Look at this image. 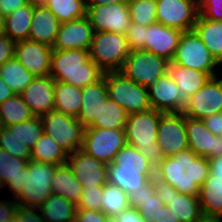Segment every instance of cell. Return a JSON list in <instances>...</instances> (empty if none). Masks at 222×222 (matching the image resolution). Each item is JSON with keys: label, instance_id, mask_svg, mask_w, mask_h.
<instances>
[{"label": "cell", "instance_id": "25", "mask_svg": "<svg viewBox=\"0 0 222 222\" xmlns=\"http://www.w3.org/2000/svg\"><path fill=\"white\" fill-rule=\"evenodd\" d=\"M36 2V0H31L27 5L4 17V33L12 41L18 42L28 39Z\"/></svg>", "mask_w": 222, "mask_h": 222}, {"label": "cell", "instance_id": "1", "mask_svg": "<svg viewBox=\"0 0 222 222\" xmlns=\"http://www.w3.org/2000/svg\"><path fill=\"white\" fill-rule=\"evenodd\" d=\"M210 175L209 159L187 149L164 160L155 168V176L179 193L199 195V188Z\"/></svg>", "mask_w": 222, "mask_h": 222}, {"label": "cell", "instance_id": "62", "mask_svg": "<svg viewBox=\"0 0 222 222\" xmlns=\"http://www.w3.org/2000/svg\"><path fill=\"white\" fill-rule=\"evenodd\" d=\"M106 222H118V220L115 217H107Z\"/></svg>", "mask_w": 222, "mask_h": 222}, {"label": "cell", "instance_id": "61", "mask_svg": "<svg viewBox=\"0 0 222 222\" xmlns=\"http://www.w3.org/2000/svg\"><path fill=\"white\" fill-rule=\"evenodd\" d=\"M5 35L4 33V17L0 15V36Z\"/></svg>", "mask_w": 222, "mask_h": 222}, {"label": "cell", "instance_id": "41", "mask_svg": "<svg viewBox=\"0 0 222 222\" xmlns=\"http://www.w3.org/2000/svg\"><path fill=\"white\" fill-rule=\"evenodd\" d=\"M128 113L108 98L102 105L100 117H96L89 127L125 129Z\"/></svg>", "mask_w": 222, "mask_h": 222}, {"label": "cell", "instance_id": "43", "mask_svg": "<svg viewBox=\"0 0 222 222\" xmlns=\"http://www.w3.org/2000/svg\"><path fill=\"white\" fill-rule=\"evenodd\" d=\"M9 129H15L17 137L30 149L36 144L43 134L41 117L34 116L29 120L11 125Z\"/></svg>", "mask_w": 222, "mask_h": 222}, {"label": "cell", "instance_id": "36", "mask_svg": "<svg viewBox=\"0 0 222 222\" xmlns=\"http://www.w3.org/2000/svg\"><path fill=\"white\" fill-rule=\"evenodd\" d=\"M67 158L68 153L46 133L31 148V161L61 165Z\"/></svg>", "mask_w": 222, "mask_h": 222}, {"label": "cell", "instance_id": "19", "mask_svg": "<svg viewBox=\"0 0 222 222\" xmlns=\"http://www.w3.org/2000/svg\"><path fill=\"white\" fill-rule=\"evenodd\" d=\"M93 27L87 16L63 22L60 25L59 31L53 50H69L83 49L89 50L93 39Z\"/></svg>", "mask_w": 222, "mask_h": 222}, {"label": "cell", "instance_id": "35", "mask_svg": "<svg viewBox=\"0 0 222 222\" xmlns=\"http://www.w3.org/2000/svg\"><path fill=\"white\" fill-rule=\"evenodd\" d=\"M0 77L15 94L20 95L36 76L13 57L0 66Z\"/></svg>", "mask_w": 222, "mask_h": 222}, {"label": "cell", "instance_id": "60", "mask_svg": "<svg viewBox=\"0 0 222 222\" xmlns=\"http://www.w3.org/2000/svg\"><path fill=\"white\" fill-rule=\"evenodd\" d=\"M221 218L220 216L202 215L196 222H222Z\"/></svg>", "mask_w": 222, "mask_h": 222}, {"label": "cell", "instance_id": "17", "mask_svg": "<svg viewBox=\"0 0 222 222\" xmlns=\"http://www.w3.org/2000/svg\"><path fill=\"white\" fill-rule=\"evenodd\" d=\"M52 53V47L29 39L15 46V57L34 76L50 75Z\"/></svg>", "mask_w": 222, "mask_h": 222}, {"label": "cell", "instance_id": "64", "mask_svg": "<svg viewBox=\"0 0 222 222\" xmlns=\"http://www.w3.org/2000/svg\"><path fill=\"white\" fill-rule=\"evenodd\" d=\"M221 64H222V57L218 61V66H220Z\"/></svg>", "mask_w": 222, "mask_h": 222}, {"label": "cell", "instance_id": "13", "mask_svg": "<svg viewBox=\"0 0 222 222\" xmlns=\"http://www.w3.org/2000/svg\"><path fill=\"white\" fill-rule=\"evenodd\" d=\"M156 142L165 157L189 149L183 112L163 113L160 116Z\"/></svg>", "mask_w": 222, "mask_h": 222}, {"label": "cell", "instance_id": "66", "mask_svg": "<svg viewBox=\"0 0 222 222\" xmlns=\"http://www.w3.org/2000/svg\"><path fill=\"white\" fill-rule=\"evenodd\" d=\"M8 222H17V220L14 218L13 220L8 221Z\"/></svg>", "mask_w": 222, "mask_h": 222}, {"label": "cell", "instance_id": "50", "mask_svg": "<svg viewBox=\"0 0 222 222\" xmlns=\"http://www.w3.org/2000/svg\"><path fill=\"white\" fill-rule=\"evenodd\" d=\"M151 180L153 182L155 194L163 201L164 205H168L172 197V186L156 176H153Z\"/></svg>", "mask_w": 222, "mask_h": 222}, {"label": "cell", "instance_id": "47", "mask_svg": "<svg viewBox=\"0 0 222 222\" xmlns=\"http://www.w3.org/2000/svg\"><path fill=\"white\" fill-rule=\"evenodd\" d=\"M145 30L146 26L138 23H132L128 27L126 38L128 45L132 50H141L145 46Z\"/></svg>", "mask_w": 222, "mask_h": 222}, {"label": "cell", "instance_id": "27", "mask_svg": "<svg viewBox=\"0 0 222 222\" xmlns=\"http://www.w3.org/2000/svg\"><path fill=\"white\" fill-rule=\"evenodd\" d=\"M51 190L55 195L65 197L75 203L80 201L83 187L72 173L67 163L58 165L51 181Z\"/></svg>", "mask_w": 222, "mask_h": 222}, {"label": "cell", "instance_id": "26", "mask_svg": "<svg viewBox=\"0 0 222 222\" xmlns=\"http://www.w3.org/2000/svg\"><path fill=\"white\" fill-rule=\"evenodd\" d=\"M130 207L138 209L148 222H155L161 208L164 207L163 201L155 194L153 182L150 179L143 187L129 195Z\"/></svg>", "mask_w": 222, "mask_h": 222}, {"label": "cell", "instance_id": "56", "mask_svg": "<svg viewBox=\"0 0 222 222\" xmlns=\"http://www.w3.org/2000/svg\"><path fill=\"white\" fill-rule=\"evenodd\" d=\"M210 176L222 177V155L209 158Z\"/></svg>", "mask_w": 222, "mask_h": 222}, {"label": "cell", "instance_id": "34", "mask_svg": "<svg viewBox=\"0 0 222 222\" xmlns=\"http://www.w3.org/2000/svg\"><path fill=\"white\" fill-rule=\"evenodd\" d=\"M193 30L217 61L222 57V21L198 17Z\"/></svg>", "mask_w": 222, "mask_h": 222}, {"label": "cell", "instance_id": "58", "mask_svg": "<svg viewBox=\"0 0 222 222\" xmlns=\"http://www.w3.org/2000/svg\"><path fill=\"white\" fill-rule=\"evenodd\" d=\"M13 95H15V93L0 77V104Z\"/></svg>", "mask_w": 222, "mask_h": 222}, {"label": "cell", "instance_id": "52", "mask_svg": "<svg viewBox=\"0 0 222 222\" xmlns=\"http://www.w3.org/2000/svg\"><path fill=\"white\" fill-rule=\"evenodd\" d=\"M107 216L97 210H77L74 222H106Z\"/></svg>", "mask_w": 222, "mask_h": 222}, {"label": "cell", "instance_id": "57", "mask_svg": "<svg viewBox=\"0 0 222 222\" xmlns=\"http://www.w3.org/2000/svg\"><path fill=\"white\" fill-rule=\"evenodd\" d=\"M176 217L175 213H172L171 209H168V206L165 205L161 208L157 218H155V222H179Z\"/></svg>", "mask_w": 222, "mask_h": 222}, {"label": "cell", "instance_id": "33", "mask_svg": "<svg viewBox=\"0 0 222 222\" xmlns=\"http://www.w3.org/2000/svg\"><path fill=\"white\" fill-rule=\"evenodd\" d=\"M153 176L155 170H107V181L119 186L128 196L143 187Z\"/></svg>", "mask_w": 222, "mask_h": 222}, {"label": "cell", "instance_id": "2", "mask_svg": "<svg viewBox=\"0 0 222 222\" xmlns=\"http://www.w3.org/2000/svg\"><path fill=\"white\" fill-rule=\"evenodd\" d=\"M103 71L90 59L89 50H53L50 76L80 88L94 84Z\"/></svg>", "mask_w": 222, "mask_h": 222}, {"label": "cell", "instance_id": "59", "mask_svg": "<svg viewBox=\"0 0 222 222\" xmlns=\"http://www.w3.org/2000/svg\"><path fill=\"white\" fill-rule=\"evenodd\" d=\"M129 0H85L86 5H104L112 3H127Z\"/></svg>", "mask_w": 222, "mask_h": 222}, {"label": "cell", "instance_id": "53", "mask_svg": "<svg viewBox=\"0 0 222 222\" xmlns=\"http://www.w3.org/2000/svg\"><path fill=\"white\" fill-rule=\"evenodd\" d=\"M118 222H148L138 209L129 207L123 210L120 214L115 216Z\"/></svg>", "mask_w": 222, "mask_h": 222}, {"label": "cell", "instance_id": "42", "mask_svg": "<svg viewBox=\"0 0 222 222\" xmlns=\"http://www.w3.org/2000/svg\"><path fill=\"white\" fill-rule=\"evenodd\" d=\"M132 23L150 26L157 23L156 0H129L127 2Z\"/></svg>", "mask_w": 222, "mask_h": 222}, {"label": "cell", "instance_id": "21", "mask_svg": "<svg viewBox=\"0 0 222 222\" xmlns=\"http://www.w3.org/2000/svg\"><path fill=\"white\" fill-rule=\"evenodd\" d=\"M182 34V31L160 23L151 24L146 27L145 46L142 50L152 52L171 61Z\"/></svg>", "mask_w": 222, "mask_h": 222}, {"label": "cell", "instance_id": "30", "mask_svg": "<svg viewBox=\"0 0 222 222\" xmlns=\"http://www.w3.org/2000/svg\"><path fill=\"white\" fill-rule=\"evenodd\" d=\"M168 72L177 87L181 88L188 98L194 95L211 78L208 73L176 65L171 61L169 62Z\"/></svg>", "mask_w": 222, "mask_h": 222}, {"label": "cell", "instance_id": "11", "mask_svg": "<svg viewBox=\"0 0 222 222\" xmlns=\"http://www.w3.org/2000/svg\"><path fill=\"white\" fill-rule=\"evenodd\" d=\"M88 17L94 32H115L125 35L131 24L127 3L86 5Z\"/></svg>", "mask_w": 222, "mask_h": 222}, {"label": "cell", "instance_id": "16", "mask_svg": "<svg viewBox=\"0 0 222 222\" xmlns=\"http://www.w3.org/2000/svg\"><path fill=\"white\" fill-rule=\"evenodd\" d=\"M66 163L81 186H104L107 181V165L81 149L68 154Z\"/></svg>", "mask_w": 222, "mask_h": 222}, {"label": "cell", "instance_id": "65", "mask_svg": "<svg viewBox=\"0 0 222 222\" xmlns=\"http://www.w3.org/2000/svg\"><path fill=\"white\" fill-rule=\"evenodd\" d=\"M218 136H219L220 139L222 140V131H221V133H220Z\"/></svg>", "mask_w": 222, "mask_h": 222}, {"label": "cell", "instance_id": "3", "mask_svg": "<svg viewBox=\"0 0 222 222\" xmlns=\"http://www.w3.org/2000/svg\"><path fill=\"white\" fill-rule=\"evenodd\" d=\"M163 112L153 108L128 114L125 125L127 144L138 148L156 168L165 158L157 144L158 124Z\"/></svg>", "mask_w": 222, "mask_h": 222}, {"label": "cell", "instance_id": "46", "mask_svg": "<svg viewBox=\"0 0 222 222\" xmlns=\"http://www.w3.org/2000/svg\"><path fill=\"white\" fill-rule=\"evenodd\" d=\"M198 17L222 21V0H198Z\"/></svg>", "mask_w": 222, "mask_h": 222}, {"label": "cell", "instance_id": "29", "mask_svg": "<svg viewBox=\"0 0 222 222\" xmlns=\"http://www.w3.org/2000/svg\"><path fill=\"white\" fill-rule=\"evenodd\" d=\"M39 210L45 222H74L77 206L65 197L52 193Z\"/></svg>", "mask_w": 222, "mask_h": 222}, {"label": "cell", "instance_id": "4", "mask_svg": "<svg viewBox=\"0 0 222 222\" xmlns=\"http://www.w3.org/2000/svg\"><path fill=\"white\" fill-rule=\"evenodd\" d=\"M58 165L29 161L23 169V186L14 198L19 206L39 208L52 194L51 181Z\"/></svg>", "mask_w": 222, "mask_h": 222}, {"label": "cell", "instance_id": "5", "mask_svg": "<svg viewBox=\"0 0 222 222\" xmlns=\"http://www.w3.org/2000/svg\"><path fill=\"white\" fill-rule=\"evenodd\" d=\"M130 52L126 35L94 32L89 55L103 72L120 71Z\"/></svg>", "mask_w": 222, "mask_h": 222}, {"label": "cell", "instance_id": "28", "mask_svg": "<svg viewBox=\"0 0 222 222\" xmlns=\"http://www.w3.org/2000/svg\"><path fill=\"white\" fill-rule=\"evenodd\" d=\"M82 104V88L55 81L54 110L77 117Z\"/></svg>", "mask_w": 222, "mask_h": 222}, {"label": "cell", "instance_id": "67", "mask_svg": "<svg viewBox=\"0 0 222 222\" xmlns=\"http://www.w3.org/2000/svg\"><path fill=\"white\" fill-rule=\"evenodd\" d=\"M2 127H3V126H2V123H1V120H0V131H1Z\"/></svg>", "mask_w": 222, "mask_h": 222}, {"label": "cell", "instance_id": "49", "mask_svg": "<svg viewBox=\"0 0 222 222\" xmlns=\"http://www.w3.org/2000/svg\"><path fill=\"white\" fill-rule=\"evenodd\" d=\"M15 46L16 42L8 36H0V66L15 57Z\"/></svg>", "mask_w": 222, "mask_h": 222}, {"label": "cell", "instance_id": "55", "mask_svg": "<svg viewBox=\"0 0 222 222\" xmlns=\"http://www.w3.org/2000/svg\"><path fill=\"white\" fill-rule=\"evenodd\" d=\"M203 122L214 135L218 136L222 131V112L204 118Z\"/></svg>", "mask_w": 222, "mask_h": 222}, {"label": "cell", "instance_id": "15", "mask_svg": "<svg viewBox=\"0 0 222 222\" xmlns=\"http://www.w3.org/2000/svg\"><path fill=\"white\" fill-rule=\"evenodd\" d=\"M148 94L151 108L163 113L183 112L189 100L169 72L148 87Z\"/></svg>", "mask_w": 222, "mask_h": 222}, {"label": "cell", "instance_id": "37", "mask_svg": "<svg viewBox=\"0 0 222 222\" xmlns=\"http://www.w3.org/2000/svg\"><path fill=\"white\" fill-rule=\"evenodd\" d=\"M107 170H155V168L138 148L127 144L117 152L113 161L107 165Z\"/></svg>", "mask_w": 222, "mask_h": 222}, {"label": "cell", "instance_id": "38", "mask_svg": "<svg viewBox=\"0 0 222 222\" xmlns=\"http://www.w3.org/2000/svg\"><path fill=\"white\" fill-rule=\"evenodd\" d=\"M34 117L21 95L15 94L0 104V120L2 126L26 121Z\"/></svg>", "mask_w": 222, "mask_h": 222}, {"label": "cell", "instance_id": "48", "mask_svg": "<svg viewBox=\"0 0 222 222\" xmlns=\"http://www.w3.org/2000/svg\"><path fill=\"white\" fill-rule=\"evenodd\" d=\"M39 212V208L18 206L15 219L17 222H45Z\"/></svg>", "mask_w": 222, "mask_h": 222}, {"label": "cell", "instance_id": "6", "mask_svg": "<svg viewBox=\"0 0 222 222\" xmlns=\"http://www.w3.org/2000/svg\"><path fill=\"white\" fill-rule=\"evenodd\" d=\"M108 97L128 114L151 109L148 88L125 77L120 71L103 73Z\"/></svg>", "mask_w": 222, "mask_h": 222}, {"label": "cell", "instance_id": "31", "mask_svg": "<svg viewBox=\"0 0 222 222\" xmlns=\"http://www.w3.org/2000/svg\"><path fill=\"white\" fill-rule=\"evenodd\" d=\"M198 198L203 215L222 217V177L209 175L199 188Z\"/></svg>", "mask_w": 222, "mask_h": 222}, {"label": "cell", "instance_id": "18", "mask_svg": "<svg viewBox=\"0 0 222 222\" xmlns=\"http://www.w3.org/2000/svg\"><path fill=\"white\" fill-rule=\"evenodd\" d=\"M188 147L198 156L212 158L222 155V140L214 135L203 120L185 116Z\"/></svg>", "mask_w": 222, "mask_h": 222}, {"label": "cell", "instance_id": "45", "mask_svg": "<svg viewBox=\"0 0 222 222\" xmlns=\"http://www.w3.org/2000/svg\"><path fill=\"white\" fill-rule=\"evenodd\" d=\"M103 186L84 187L80 201L77 203V210H97L101 211V199Z\"/></svg>", "mask_w": 222, "mask_h": 222}, {"label": "cell", "instance_id": "24", "mask_svg": "<svg viewBox=\"0 0 222 222\" xmlns=\"http://www.w3.org/2000/svg\"><path fill=\"white\" fill-rule=\"evenodd\" d=\"M28 163V161L12 156L6 150L0 148V176L4 187L9 188L13 198L22 190L23 169Z\"/></svg>", "mask_w": 222, "mask_h": 222}, {"label": "cell", "instance_id": "54", "mask_svg": "<svg viewBox=\"0 0 222 222\" xmlns=\"http://www.w3.org/2000/svg\"><path fill=\"white\" fill-rule=\"evenodd\" d=\"M31 0H0V15L6 17L16 9L27 5Z\"/></svg>", "mask_w": 222, "mask_h": 222}, {"label": "cell", "instance_id": "14", "mask_svg": "<svg viewBox=\"0 0 222 222\" xmlns=\"http://www.w3.org/2000/svg\"><path fill=\"white\" fill-rule=\"evenodd\" d=\"M222 112V77H211L194 95L183 111L186 117L201 119Z\"/></svg>", "mask_w": 222, "mask_h": 222}, {"label": "cell", "instance_id": "44", "mask_svg": "<svg viewBox=\"0 0 222 222\" xmlns=\"http://www.w3.org/2000/svg\"><path fill=\"white\" fill-rule=\"evenodd\" d=\"M0 148L10 155L31 161V149L25 145L16 135L15 129L2 127L0 131Z\"/></svg>", "mask_w": 222, "mask_h": 222}, {"label": "cell", "instance_id": "7", "mask_svg": "<svg viewBox=\"0 0 222 222\" xmlns=\"http://www.w3.org/2000/svg\"><path fill=\"white\" fill-rule=\"evenodd\" d=\"M169 62L165 57L145 50H132L120 72L145 88L153 85L168 73Z\"/></svg>", "mask_w": 222, "mask_h": 222}, {"label": "cell", "instance_id": "10", "mask_svg": "<svg viewBox=\"0 0 222 222\" xmlns=\"http://www.w3.org/2000/svg\"><path fill=\"white\" fill-rule=\"evenodd\" d=\"M126 145L124 129L87 127L81 150L108 165L117 152Z\"/></svg>", "mask_w": 222, "mask_h": 222}, {"label": "cell", "instance_id": "39", "mask_svg": "<svg viewBox=\"0 0 222 222\" xmlns=\"http://www.w3.org/2000/svg\"><path fill=\"white\" fill-rule=\"evenodd\" d=\"M61 22H69L86 16L85 0H40Z\"/></svg>", "mask_w": 222, "mask_h": 222}, {"label": "cell", "instance_id": "40", "mask_svg": "<svg viewBox=\"0 0 222 222\" xmlns=\"http://www.w3.org/2000/svg\"><path fill=\"white\" fill-rule=\"evenodd\" d=\"M101 206V211L107 217H115L130 207L129 196L119 186L107 182L103 186Z\"/></svg>", "mask_w": 222, "mask_h": 222}, {"label": "cell", "instance_id": "12", "mask_svg": "<svg viewBox=\"0 0 222 222\" xmlns=\"http://www.w3.org/2000/svg\"><path fill=\"white\" fill-rule=\"evenodd\" d=\"M157 23L182 32L193 30L198 18V0H156Z\"/></svg>", "mask_w": 222, "mask_h": 222}, {"label": "cell", "instance_id": "22", "mask_svg": "<svg viewBox=\"0 0 222 222\" xmlns=\"http://www.w3.org/2000/svg\"><path fill=\"white\" fill-rule=\"evenodd\" d=\"M61 22L40 1L34 4L29 32V40L44 43L52 47L55 43Z\"/></svg>", "mask_w": 222, "mask_h": 222}, {"label": "cell", "instance_id": "32", "mask_svg": "<svg viewBox=\"0 0 222 222\" xmlns=\"http://www.w3.org/2000/svg\"><path fill=\"white\" fill-rule=\"evenodd\" d=\"M167 206L179 222H196L203 215L198 196L179 193L174 187Z\"/></svg>", "mask_w": 222, "mask_h": 222}, {"label": "cell", "instance_id": "51", "mask_svg": "<svg viewBox=\"0 0 222 222\" xmlns=\"http://www.w3.org/2000/svg\"><path fill=\"white\" fill-rule=\"evenodd\" d=\"M18 206V203L13 197L11 200H0V222L13 220Z\"/></svg>", "mask_w": 222, "mask_h": 222}, {"label": "cell", "instance_id": "20", "mask_svg": "<svg viewBox=\"0 0 222 222\" xmlns=\"http://www.w3.org/2000/svg\"><path fill=\"white\" fill-rule=\"evenodd\" d=\"M55 80L50 76H36L20 94L34 116L41 117L54 110Z\"/></svg>", "mask_w": 222, "mask_h": 222}, {"label": "cell", "instance_id": "23", "mask_svg": "<svg viewBox=\"0 0 222 222\" xmlns=\"http://www.w3.org/2000/svg\"><path fill=\"white\" fill-rule=\"evenodd\" d=\"M108 89L104 75L94 84L82 88V104L77 119L87 128L100 117L102 105L108 99Z\"/></svg>", "mask_w": 222, "mask_h": 222}, {"label": "cell", "instance_id": "63", "mask_svg": "<svg viewBox=\"0 0 222 222\" xmlns=\"http://www.w3.org/2000/svg\"><path fill=\"white\" fill-rule=\"evenodd\" d=\"M4 188L2 177L0 176V189Z\"/></svg>", "mask_w": 222, "mask_h": 222}, {"label": "cell", "instance_id": "9", "mask_svg": "<svg viewBox=\"0 0 222 222\" xmlns=\"http://www.w3.org/2000/svg\"><path fill=\"white\" fill-rule=\"evenodd\" d=\"M43 133L49 135L68 154L81 149L85 127L73 116L49 111L41 116Z\"/></svg>", "mask_w": 222, "mask_h": 222}, {"label": "cell", "instance_id": "8", "mask_svg": "<svg viewBox=\"0 0 222 222\" xmlns=\"http://www.w3.org/2000/svg\"><path fill=\"white\" fill-rule=\"evenodd\" d=\"M171 62L208 73L211 77L218 76V61L194 30L183 32Z\"/></svg>", "mask_w": 222, "mask_h": 222}]
</instances>
